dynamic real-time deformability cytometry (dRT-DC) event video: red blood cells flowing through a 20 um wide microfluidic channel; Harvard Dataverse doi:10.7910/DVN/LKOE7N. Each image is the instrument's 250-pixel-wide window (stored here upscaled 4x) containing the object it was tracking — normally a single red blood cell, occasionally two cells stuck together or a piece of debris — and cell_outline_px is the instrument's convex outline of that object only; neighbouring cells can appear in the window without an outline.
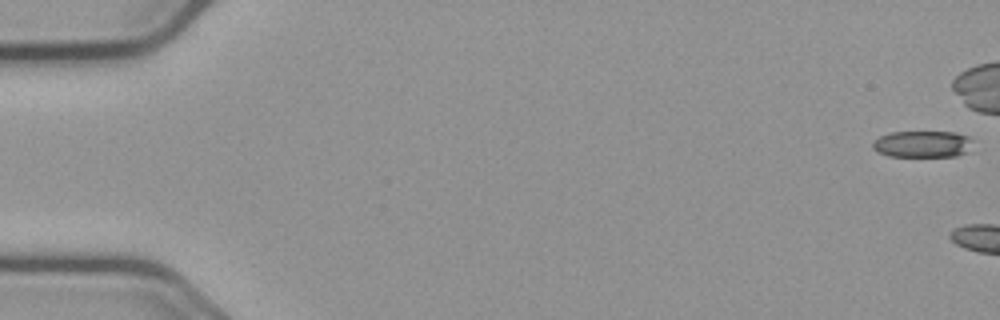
{"species": "common noctule bat (a hibernating species)", "species_latin": "Nyctalus noctula", "temperature_condition": "cold", "stored_images_in_passage": 5, "camera_frame_rate_fps": 3000, "um_per_image_px": 0.085, "animal": {"sex": "male", "body_mass_g": 23.1, "forearm_length_mm": 52.7}, "frame": {"image": 1, "passage_image": 1, "time_ms": 0.0, "image_size_px": [1000, 320], "cell_outline_px": [[972, 140], [964, 152], [956, 156], [888, 156], [876, 152], [872, 148], [872, 140], [880, 136], [892, 132], [956, 132], [968, 136]], "centroid_in_image_um": [78.32, 12.24], "position_along_channel_um": 6.7, "area_um2": 15.43}}